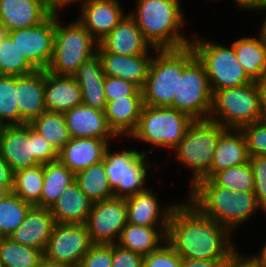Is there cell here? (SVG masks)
<instances>
[{"mask_svg":"<svg viewBox=\"0 0 266 267\" xmlns=\"http://www.w3.org/2000/svg\"><path fill=\"white\" fill-rule=\"evenodd\" d=\"M184 200L170 215L166 241L181 258L227 261L238 250L234 234Z\"/></svg>","mask_w":266,"mask_h":267,"instance_id":"1","label":"cell"},{"mask_svg":"<svg viewBox=\"0 0 266 267\" xmlns=\"http://www.w3.org/2000/svg\"><path fill=\"white\" fill-rule=\"evenodd\" d=\"M186 194L185 198L202 214L225 226L232 234L243 228L253 215L263 211L254 192H235L217 186L211 179L198 181Z\"/></svg>","mask_w":266,"mask_h":267,"instance_id":"2","label":"cell"},{"mask_svg":"<svg viewBox=\"0 0 266 267\" xmlns=\"http://www.w3.org/2000/svg\"><path fill=\"white\" fill-rule=\"evenodd\" d=\"M181 2L182 0H136V9H131L128 15L152 47L183 48L191 44L192 36H185L183 31L187 26V18Z\"/></svg>","mask_w":266,"mask_h":267,"instance_id":"3","label":"cell"},{"mask_svg":"<svg viewBox=\"0 0 266 267\" xmlns=\"http://www.w3.org/2000/svg\"><path fill=\"white\" fill-rule=\"evenodd\" d=\"M196 57L191 45L178 49H157L151 59L145 85L143 104L173 108L178 79L184 68Z\"/></svg>","mask_w":266,"mask_h":267,"instance_id":"4","label":"cell"},{"mask_svg":"<svg viewBox=\"0 0 266 267\" xmlns=\"http://www.w3.org/2000/svg\"><path fill=\"white\" fill-rule=\"evenodd\" d=\"M211 119L193 120L178 145L171 151L182 168L191 171L188 189L198 181L211 178L213 154L219 137L226 131Z\"/></svg>","mask_w":266,"mask_h":267,"instance_id":"5","label":"cell"},{"mask_svg":"<svg viewBox=\"0 0 266 267\" xmlns=\"http://www.w3.org/2000/svg\"><path fill=\"white\" fill-rule=\"evenodd\" d=\"M112 146L113 144L106 150L104 168L114 197L127 198L145 191L149 185L148 179L157 178V160H149L151 157L143 154L140 149L131 147L116 151ZM152 167L155 169H151Z\"/></svg>","mask_w":266,"mask_h":267,"instance_id":"6","label":"cell"},{"mask_svg":"<svg viewBox=\"0 0 266 267\" xmlns=\"http://www.w3.org/2000/svg\"><path fill=\"white\" fill-rule=\"evenodd\" d=\"M192 121L188 114L175 108L144 105L136 130L123 141L130 139L135 143L151 145L152 149L140 150L146 155H152L150 153L158 147L171 152L184 137Z\"/></svg>","mask_w":266,"mask_h":267,"instance_id":"7","label":"cell"},{"mask_svg":"<svg viewBox=\"0 0 266 267\" xmlns=\"http://www.w3.org/2000/svg\"><path fill=\"white\" fill-rule=\"evenodd\" d=\"M61 14L56 11L53 56L46 71L73 76L84 61L97 53L98 42L77 19L63 23Z\"/></svg>","mask_w":266,"mask_h":267,"instance_id":"8","label":"cell"},{"mask_svg":"<svg viewBox=\"0 0 266 267\" xmlns=\"http://www.w3.org/2000/svg\"><path fill=\"white\" fill-rule=\"evenodd\" d=\"M190 45L206 69L212 93L253 82L239 63L232 44L229 46L224 42L220 44L211 41L206 37H200L195 31Z\"/></svg>","mask_w":266,"mask_h":267,"instance_id":"9","label":"cell"},{"mask_svg":"<svg viewBox=\"0 0 266 267\" xmlns=\"http://www.w3.org/2000/svg\"><path fill=\"white\" fill-rule=\"evenodd\" d=\"M260 101V82L257 81L216 90L209 119L218 122L225 129L240 130L260 121Z\"/></svg>","mask_w":266,"mask_h":267,"instance_id":"10","label":"cell"},{"mask_svg":"<svg viewBox=\"0 0 266 267\" xmlns=\"http://www.w3.org/2000/svg\"><path fill=\"white\" fill-rule=\"evenodd\" d=\"M213 102V93L206 69L195 57L183 70L178 79L177 95L173 108L188 114L193 120L208 119Z\"/></svg>","mask_w":266,"mask_h":267,"instance_id":"11","label":"cell"},{"mask_svg":"<svg viewBox=\"0 0 266 267\" xmlns=\"http://www.w3.org/2000/svg\"><path fill=\"white\" fill-rule=\"evenodd\" d=\"M92 245L86 224L55 223L44 259L78 267Z\"/></svg>","mask_w":266,"mask_h":267,"instance_id":"12","label":"cell"},{"mask_svg":"<svg viewBox=\"0 0 266 267\" xmlns=\"http://www.w3.org/2000/svg\"><path fill=\"white\" fill-rule=\"evenodd\" d=\"M56 11L36 26L8 32L21 53L37 70H47L54 46Z\"/></svg>","mask_w":266,"mask_h":267,"instance_id":"13","label":"cell"},{"mask_svg":"<svg viewBox=\"0 0 266 267\" xmlns=\"http://www.w3.org/2000/svg\"><path fill=\"white\" fill-rule=\"evenodd\" d=\"M127 223L125 198L112 197L92 204L86 226L93 244H115Z\"/></svg>","mask_w":266,"mask_h":267,"instance_id":"14","label":"cell"},{"mask_svg":"<svg viewBox=\"0 0 266 267\" xmlns=\"http://www.w3.org/2000/svg\"><path fill=\"white\" fill-rule=\"evenodd\" d=\"M122 0H80L77 20L100 43L128 14Z\"/></svg>","mask_w":266,"mask_h":267,"instance_id":"15","label":"cell"},{"mask_svg":"<svg viewBox=\"0 0 266 267\" xmlns=\"http://www.w3.org/2000/svg\"><path fill=\"white\" fill-rule=\"evenodd\" d=\"M0 155L13 172L40 165L34 156L32 127L29 124L1 126Z\"/></svg>","mask_w":266,"mask_h":267,"instance_id":"16","label":"cell"},{"mask_svg":"<svg viewBox=\"0 0 266 267\" xmlns=\"http://www.w3.org/2000/svg\"><path fill=\"white\" fill-rule=\"evenodd\" d=\"M157 192L153 186L145 191L125 198L127 205V222L147 227H168L170 215L174 207L178 204L177 200L170 203H161ZM176 201V203H175Z\"/></svg>","mask_w":266,"mask_h":267,"instance_id":"17","label":"cell"},{"mask_svg":"<svg viewBox=\"0 0 266 267\" xmlns=\"http://www.w3.org/2000/svg\"><path fill=\"white\" fill-rule=\"evenodd\" d=\"M97 53L101 58L103 72L106 76L120 78L143 89L149 65L154 53L141 55H120L107 52L99 43Z\"/></svg>","mask_w":266,"mask_h":267,"instance_id":"18","label":"cell"},{"mask_svg":"<svg viewBox=\"0 0 266 267\" xmlns=\"http://www.w3.org/2000/svg\"><path fill=\"white\" fill-rule=\"evenodd\" d=\"M115 140L121 143L123 139L70 138L58 153V160L76 174L103 161L107 148Z\"/></svg>","mask_w":266,"mask_h":267,"instance_id":"19","label":"cell"},{"mask_svg":"<svg viewBox=\"0 0 266 267\" xmlns=\"http://www.w3.org/2000/svg\"><path fill=\"white\" fill-rule=\"evenodd\" d=\"M52 12L43 0H0V23L7 32L36 26Z\"/></svg>","mask_w":266,"mask_h":267,"instance_id":"20","label":"cell"},{"mask_svg":"<svg viewBox=\"0 0 266 267\" xmlns=\"http://www.w3.org/2000/svg\"><path fill=\"white\" fill-rule=\"evenodd\" d=\"M99 44L107 52L126 56L154 53L157 50L144 38L128 14Z\"/></svg>","mask_w":266,"mask_h":267,"instance_id":"21","label":"cell"},{"mask_svg":"<svg viewBox=\"0 0 266 267\" xmlns=\"http://www.w3.org/2000/svg\"><path fill=\"white\" fill-rule=\"evenodd\" d=\"M64 116L71 138L119 139L109 128L103 111L80 104Z\"/></svg>","mask_w":266,"mask_h":267,"instance_id":"22","label":"cell"},{"mask_svg":"<svg viewBox=\"0 0 266 267\" xmlns=\"http://www.w3.org/2000/svg\"><path fill=\"white\" fill-rule=\"evenodd\" d=\"M55 225L50 208L32 206L22 224L9 236L14 242L45 251Z\"/></svg>","mask_w":266,"mask_h":267,"instance_id":"23","label":"cell"},{"mask_svg":"<svg viewBox=\"0 0 266 267\" xmlns=\"http://www.w3.org/2000/svg\"><path fill=\"white\" fill-rule=\"evenodd\" d=\"M17 106L20 125L29 124L47 110L44 102V70L16 77Z\"/></svg>","mask_w":266,"mask_h":267,"instance_id":"24","label":"cell"},{"mask_svg":"<svg viewBox=\"0 0 266 267\" xmlns=\"http://www.w3.org/2000/svg\"><path fill=\"white\" fill-rule=\"evenodd\" d=\"M44 102L49 112L65 113L82 104V93L73 76L50 74L44 70Z\"/></svg>","mask_w":266,"mask_h":267,"instance_id":"25","label":"cell"},{"mask_svg":"<svg viewBox=\"0 0 266 267\" xmlns=\"http://www.w3.org/2000/svg\"><path fill=\"white\" fill-rule=\"evenodd\" d=\"M105 76L98 53L84 61L73 74L81 89L82 104L104 112L107 104L104 93Z\"/></svg>","mask_w":266,"mask_h":267,"instance_id":"26","label":"cell"},{"mask_svg":"<svg viewBox=\"0 0 266 267\" xmlns=\"http://www.w3.org/2000/svg\"><path fill=\"white\" fill-rule=\"evenodd\" d=\"M143 106V96H127L107 101L104 110L106 121L119 139H128L136 130Z\"/></svg>","mask_w":266,"mask_h":267,"instance_id":"27","label":"cell"},{"mask_svg":"<svg viewBox=\"0 0 266 267\" xmlns=\"http://www.w3.org/2000/svg\"><path fill=\"white\" fill-rule=\"evenodd\" d=\"M93 202L78 183H71L50 208L55 223L86 224Z\"/></svg>","mask_w":266,"mask_h":267,"instance_id":"28","label":"cell"},{"mask_svg":"<svg viewBox=\"0 0 266 267\" xmlns=\"http://www.w3.org/2000/svg\"><path fill=\"white\" fill-rule=\"evenodd\" d=\"M250 156L246 140L240 130L227 129L218 140L211 165V177L221 170L243 165Z\"/></svg>","mask_w":266,"mask_h":267,"instance_id":"29","label":"cell"},{"mask_svg":"<svg viewBox=\"0 0 266 267\" xmlns=\"http://www.w3.org/2000/svg\"><path fill=\"white\" fill-rule=\"evenodd\" d=\"M257 36V37H256ZM237 59L248 76L257 82L266 80V41L258 32L231 41Z\"/></svg>","mask_w":266,"mask_h":267,"instance_id":"30","label":"cell"},{"mask_svg":"<svg viewBox=\"0 0 266 267\" xmlns=\"http://www.w3.org/2000/svg\"><path fill=\"white\" fill-rule=\"evenodd\" d=\"M167 229L168 227H147L127 223L116 244L145 256L166 242Z\"/></svg>","mask_w":266,"mask_h":267,"instance_id":"31","label":"cell"},{"mask_svg":"<svg viewBox=\"0 0 266 267\" xmlns=\"http://www.w3.org/2000/svg\"><path fill=\"white\" fill-rule=\"evenodd\" d=\"M40 207L51 208L64 190L75 181V174L59 160L43 164Z\"/></svg>","mask_w":266,"mask_h":267,"instance_id":"32","label":"cell"},{"mask_svg":"<svg viewBox=\"0 0 266 267\" xmlns=\"http://www.w3.org/2000/svg\"><path fill=\"white\" fill-rule=\"evenodd\" d=\"M75 181L93 203L114 197L104 168V160L76 173Z\"/></svg>","mask_w":266,"mask_h":267,"instance_id":"33","label":"cell"},{"mask_svg":"<svg viewBox=\"0 0 266 267\" xmlns=\"http://www.w3.org/2000/svg\"><path fill=\"white\" fill-rule=\"evenodd\" d=\"M29 125L48 141L59 153L70 140L66 119L63 113L46 111L34 118Z\"/></svg>","mask_w":266,"mask_h":267,"instance_id":"34","label":"cell"},{"mask_svg":"<svg viewBox=\"0 0 266 267\" xmlns=\"http://www.w3.org/2000/svg\"><path fill=\"white\" fill-rule=\"evenodd\" d=\"M43 259L42 250L0 237V267H37Z\"/></svg>","mask_w":266,"mask_h":267,"instance_id":"35","label":"cell"},{"mask_svg":"<svg viewBox=\"0 0 266 267\" xmlns=\"http://www.w3.org/2000/svg\"><path fill=\"white\" fill-rule=\"evenodd\" d=\"M43 164L14 172L12 192L33 206L40 207L43 188Z\"/></svg>","mask_w":266,"mask_h":267,"instance_id":"36","label":"cell"},{"mask_svg":"<svg viewBox=\"0 0 266 267\" xmlns=\"http://www.w3.org/2000/svg\"><path fill=\"white\" fill-rule=\"evenodd\" d=\"M36 71L37 69L7 35L0 43V75L17 77L29 75Z\"/></svg>","mask_w":266,"mask_h":267,"instance_id":"37","label":"cell"},{"mask_svg":"<svg viewBox=\"0 0 266 267\" xmlns=\"http://www.w3.org/2000/svg\"><path fill=\"white\" fill-rule=\"evenodd\" d=\"M32 206L13 192L0 200V237H9L25 220Z\"/></svg>","mask_w":266,"mask_h":267,"instance_id":"38","label":"cell"},{"mask_svg":"<svg viewBox=\"0 0 266 267\" xmlns=\"http://www.w3.org/2000/svg\"><path fill=\"white\" fill-rule=\"evenodd\" d=\"M210 179L217 186L235 192H254V175L249 162L216 172Z\"/></svg>","mask_w":266,"mask_h":267,"instance_id":"39","label":"cell"},{"mask_svg":"<svg viewBox=\"0 0 266 267\" xmlns=\"http://www.w3.org/2000/svg\"><path fill=\"white\" fill-rule=\"evenodd\" d=\"M0 124L1 126L20 125L16 76L0 75Z\"/></svg>","mask_w":266,"mask_h":267,"instance_id":"40","label":"cell"},{"mask_svg":"<svg viewBox=\"0 0 266 267\" xmlns=\"http://www.w3.org/2000/svg\"><path fill=\"white\" fill-rule=\"evenodd\" d=\"M240 131L245 137L249 156H266V123L254 122Z\"/></svg>","mask_w":266,"mask_h":267,"instance_id":"41","label":"cell"},{"mask_svg":"<svg viewBox=\"0 0 266 267\" xmlns=\"http://www.w3.org/2000/svg\"><path fill=\"white\" fill-rule=\"evenodd\" d=\"M143 267H181V257L166 241L158 249L143 256Z\"/></svg>","mask_w":266,"mask_h":267,"instance_id":"42","label":"cell"},{"mask_svg":"<svg viewBox=\"0 0 266 267\" xmlns=\"http://www.w3.org/2000/svg\"><path fill=\"white\" fill-rule=\"evenodd\" d=\"M254 175V194L258 206L266 214V156H250Z\"/></svg>","mask_w":266,"mask_h":267,"instance_id":"43","label":"cell"},{"mask_svg":"<svg viewBox=\"0 0 266 267\" xmlns=\"http://www.w3.org/2000/svg\"><path fill=\"white\" fill-rule=\"evenodd\" d=\"M104 93L107 101L127 96H143L137 85L111 76H105Z\"/></svg>","mask_w":266,"mask_h":267,"instance_id":"44","label":"cell"},{"mask_svg":"<svg viewBox=\"0 0 266 267\" xmlns=\"http://www.w3.org/2000/svg\"><path fill=\"white\" fill-rule=\"evenodd\" d=\"M112 244H93L78 267H111Z\"/></svg>","mask_w":266,"mask_h":267,"instance_id":"45","label":"cell"},{"mask_svg":"<svg viewBox=\"0 0 266 267\" xmlns=\"http://www.w3.org/2000/svg\"><path fill=\"white\" fill-rule=\"evenodd\" d=\"M111 267H143V256L116 243L112 244Z\"/></svg>","mask_w":266,"mask_h":267,"instance_id":"46","label":"cell"},{"mask_svg":"<svg viewBox=\"0 0 266 267\" xmlns=\"http://www.w3.org/2000/svg\"><path fill=\"white\" fill-rule=\"evenodd\" d=\"M34 156L40 164H46L58 160V153L52 145L33 129Z\"/></svg>","mask_w":266,"mask_h":267,"instance_id":"47","label":"cell"},{"mask_svg":"<svg viewBox=\"0 0 266 267\" xmlns=\"http://www.w3.org/2000/svg\"><path fill=\"white\" fill-rule=\"evenodd\" d=\"M239 249L224 263L223 267H258L256 262Z\"/></svg>","mask_w":266,"mask_h":267,"instance_id":"48","label":"cell"},{"mask_svg":"<svg viewBox=\"0 0 266 267\" xmlns=\"http://www.w3.org/2000/svg\"><path fill=\"white\" fill-rule=\"evenodd\" d=\"M226 261L181 258V267H223Z\"/></svg>","mask_w":266,"mask_h":267,"instance_id":"49","label":"cell"},{"mask_svg":"<svg viewBox=\"0 0 266 267\" xmlns=\"http://www.w3.org/2000/svg\"><path fill=\"white\" fill-rule=\"evenodd\" d=\"M14 172L0 155V185H13Z\"/></svg>","mask_w":266,"mask_h":267,"instance_id":"50","label":"cell"},{"mask_svg":"<svg viewBox=\"0 0 266 267\" xmlns=\"http://www.w3.org/2000/svg\"><path fill=\"white\" fill-rule=\"evenodd\" d=\"M53 11L65 12L66 8L77 5L80 0H43Z\"/></svg>","mask_w":266,"mask_h":267,"instance_id":"51","label":"cell"},{"mask_svg":"<svg viewBox=\"0 0 266 267\" xmlns=\"http://www.w3.org/2000/svg\"><path fill=\"white\" fill-rule=\"evenodd\" d=\"M239 8V10L247 11L248 12H258L259 13V1L260 0H232Z\"/></svg>","mask_w":266,"mask_h":267,"instance_id":"52","label":"cell"},{"mask_svg":"<svg viewBox=\"0 0 266 267\" xmlns=\"http://www.w3.org/2000/svg\"><path fill=\"white\" fill-rule=\"evenodd\" d=\"M260 122L266 123V80L260 82Z\"/></svg>","mask_w":266,"mask_h":267,"instance_id":"53","label":"cell"},{"mask_svg":"<svg viewBox=\"0 0 266 267\" xmlns=\"http://www.w3.org/2000/svg\"><path fill=\"white\" fill-rule=\"evenodd\" d=\"M252 253L253 255L249 254V256L256 262V265L258 267H266V241L264 242L260 251Z\"/></svg>","mask_w":266,"mask_h":267,"instance_id":"54","label":"cell"},{"mask_svg":"<svg viewBox=\"0 0 266 267\" xmlns=\"http://www.w3.org/2000/svg\"><path fill=\"white\" fill-rule=\"evenodd\" d=\"M12 187L13 185H0V200L5 199L12 193Z\"/></svg>","mask_w":266,"mask_h":267,"instance_id":"55","label":"cell"},{"mask_svg":"<svg viewBox=\"0 0 266 267\" xmlns=\"http://www.w3.org/2000/svg\"><path fill=\"white\" fill-rule=\"evenodd\" d=\"M37 267H73L67 264H60V263H52L45 259H43Z\"/></svg>","mask_w":266,"mask_h":267,"instance_id":"56","label":"cell"},{"mask_svg":"<svg viewBox=\"0 0 266 267\" xmlns=\"http://www.w3.org/2000/svg\"><path fill=\"white\" fill-rule=\"evenodd\" d=\"M260 13H263L264 18L261 21V27H259L258 32L261 34L262 38L266 41V10L261 11Z\"/></svg>","mask_w":266,"mask_h":267,"instance_id":"57","label":"cell"},{"mask_svg":"<svg viewBox=\"0 0 266 267\" xmlns=\"http://www.w3.org/2000/svg\"><path fill=\"white\" fill-rule=\"evenodd\" d=\"M8 35L6 28L0 23V43Z\"/></svg>","mask_w":266,"mask_h":267,"instance_id":"58","label":"cell"},{"mask_svg":"<svg viewBox=\"0 0 266 267\" xmlns=\"http://www.w3.org/2000/svg\"><path fill=\"white\" fill-rule=\"evenodd\" d=\"M266 10V0L259 1V12Z\"/></svg>","mask_w":266,"mask_h":267,"instance_id":"59","label":"cell"}]
</instances>
